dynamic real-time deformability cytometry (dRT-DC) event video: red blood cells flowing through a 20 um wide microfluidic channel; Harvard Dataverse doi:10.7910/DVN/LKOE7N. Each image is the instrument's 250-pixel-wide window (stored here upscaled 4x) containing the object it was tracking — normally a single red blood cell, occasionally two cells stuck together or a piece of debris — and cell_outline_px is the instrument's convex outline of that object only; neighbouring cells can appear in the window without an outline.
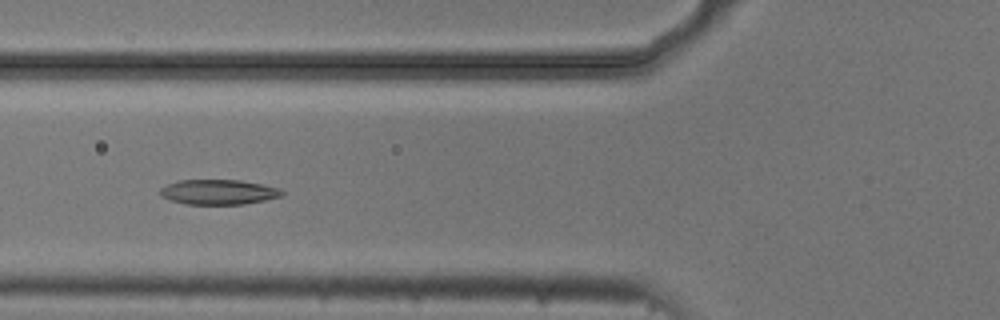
{"species": "common noctule bat (a hibernating species)", "species_latin": "Nyctalus noctula", "temperature_condition": "cold", "stored_images_in_passage": 56, "segment_of_instrument_passage": [1, 2], "camera_frame_rate_fps": 3000, "um_per_image_px": 0.085, "animal": {"sex": "male", "body_mass_g": 20.5, "forearm_length_mm": 52.5}, "frame": {"image": 1, "passage_image": 21, "time_ms": 6.667, "image_size_px": [1000, 320], "cell_outline_px": [[284, 192], [280, 196], [264, 200], [244, 204], [188, 204], [172, 200], [160, 196], [160, 188], [168, 184], [180, 180], [240, 180], [280, 188]], "centroid_in_image_um": [18.56, 16.32], "position_along_channel_um": 107.2, "area_um2": 17.51}}
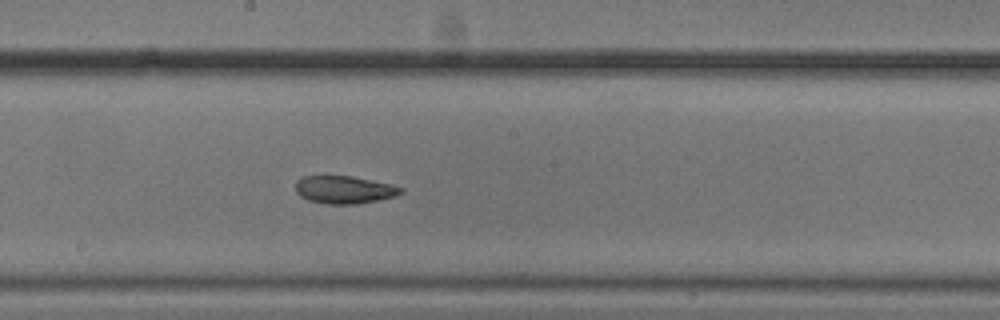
{"frame": {"image": 2, "passage_image": 30, "time_ms": 9.667, "image_size_px": [1000, 320], "cell_outline_px": [[404, 192], [396, 196], [356, 204], [328, 204], [308, 200], [300, 196], [296, 192], [296, 180], [304, 176], [352, 176], [392, 184], [404, 188]], "centroid_in_image_um": [29.28, 16.12], "position_along_channel_um": 218.9, "area_um2": 17.05}}
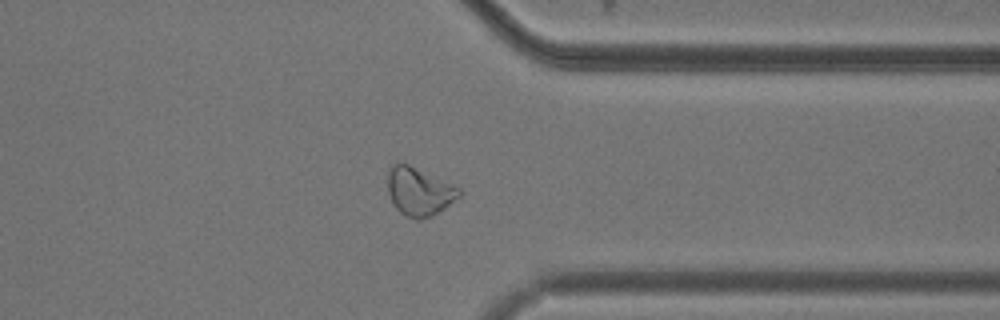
{"frame": {"image": 3, "passage_image": 43, "time_ms": 14.0, "image_size_px": [1000, 320], "cell_outline_px": [[460, 196], [444, 208], [432, 216], [416, 220], [404, 216], [396, 208], [388, 192], [388, 172], [392, 164], [396, 160], [408, 164], [460, 188]], "centroid_in_image_um": [35.59, 16.27], "position_along_channel_um": 375.8, "area_um2": 19.94}}